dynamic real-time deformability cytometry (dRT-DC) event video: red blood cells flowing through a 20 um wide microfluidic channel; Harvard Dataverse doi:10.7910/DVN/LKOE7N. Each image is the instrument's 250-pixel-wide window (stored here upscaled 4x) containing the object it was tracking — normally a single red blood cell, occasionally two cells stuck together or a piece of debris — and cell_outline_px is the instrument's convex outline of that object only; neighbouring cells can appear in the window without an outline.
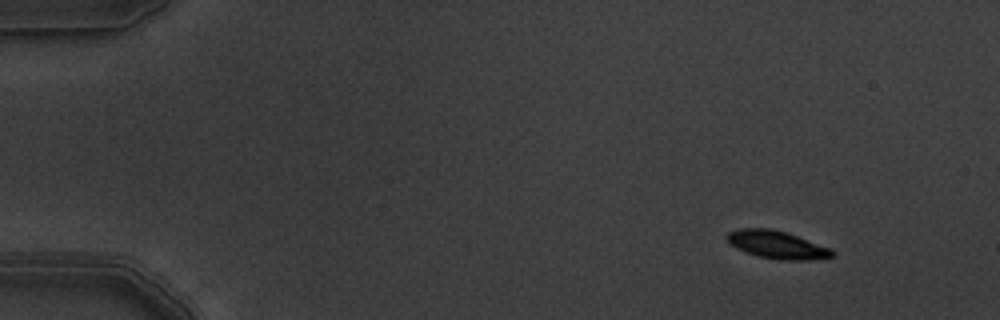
{"species": "common noctule bat (a hibernating species)", "species_latin": "Nyctalus noctula", "temperature_condition": "warm", "stored_images_in_passage": 7, "camera_frame_rate_fps": 3000, "um_per_image_px": 0.085, "animal": {"sex": "male", "body_mass_g": 19.5, "forearm_length_mm": 54.6}, "frame": {"image": 1, "passage_image": 1, "time_ms": 0.0, "image_size_px": [1000, 320], "cell_outline_px": [[836, 252], [832, 256], [804, 260], [784, 260], [760, 256], [744, 252], [736, 248], [724, 236], [728, 232], [740, 228], [768, 228], [784, 232], [796, 236], [828, 248]], "centroid_in_image_um": [65.97, 20.79], "position_along_channel_um": 19.0, "area_um2": 16.53}}
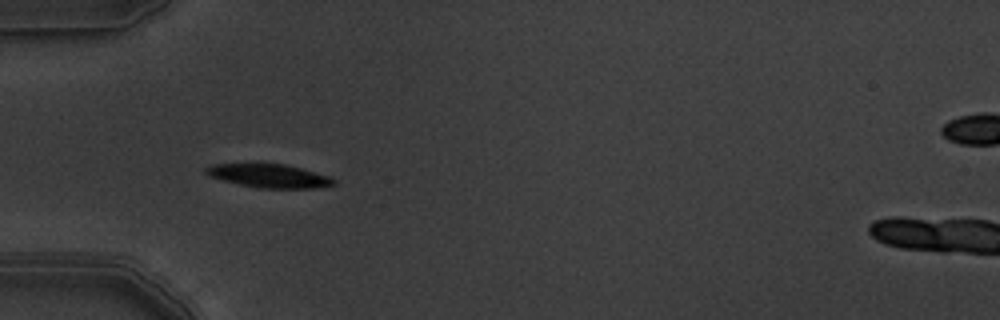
{"frame": {"image": 2, "passage_image": 5, "time_ms": 1.333, "image_size_px": [1000, 320], "cell_outline_px": [[336, 184], [312, 188], [260, 188], [240, 184], [208, 176], [204, 172], [204, 168], [212, 164], [284, 164], [332, 176], [336, 180]], "centroid_in_image_um": [22.89, 14.94], "position_along_channel_um": 62.1, "area_um2": 17.4}}